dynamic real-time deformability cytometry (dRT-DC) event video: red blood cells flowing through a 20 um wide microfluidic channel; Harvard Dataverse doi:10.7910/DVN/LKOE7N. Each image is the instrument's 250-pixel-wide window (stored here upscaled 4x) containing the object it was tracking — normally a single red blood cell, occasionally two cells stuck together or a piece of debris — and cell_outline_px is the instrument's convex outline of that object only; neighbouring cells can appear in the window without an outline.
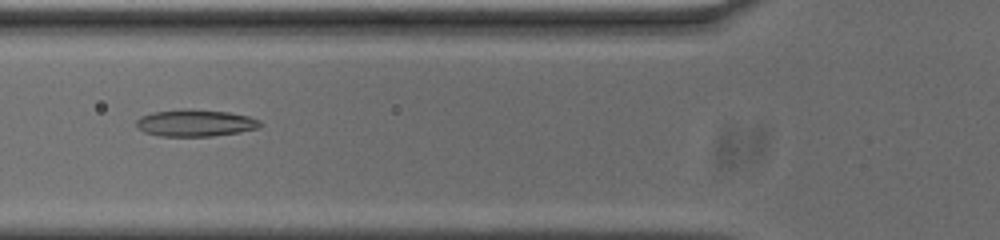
{"species": "common noctule bat (a hibernating species)", "species_latin": "Nyctalus noctula", "temperature_condition": "cold", "stored_images_in_passage": 53, "camera_frame_rate_fps": 3000, "um_per_image_px": 0.085, "animal": {"sex": "male", "body_mass_g": 20.0, "forearm_length_mm": 53.3}, "frame": {"image": 1, "passage_image": 18, "time_ms": 5.667, "image_size_px": [1000, 240], "cell_outline_px": [[264, 124], [260, 128], [240, 132], [212, 136], [160, 136], [144, 132], [136, 128], [136, 120], [140, 116], [152, 112], [188, 108], [192, 108], [228, 112], [248, 116], [260, 120]], "centroid_in_image_um": [16.61, 10.45], "position_along_channel_um": 109.2, "area_um2": 19.77}}
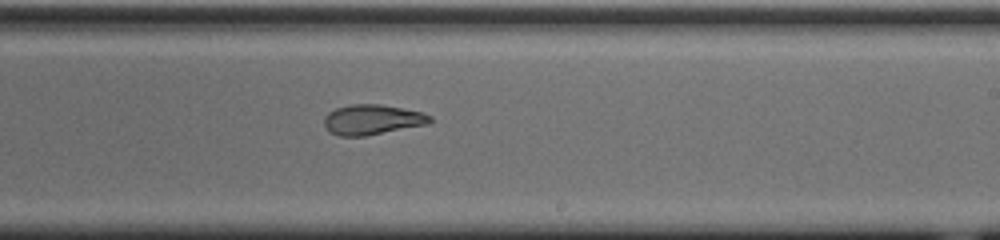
{"frame": {"image": 2, "passage_image": 30, "time_ms": 9.667, "image_size_px": [1000, 240], "cell_outline_px": [[432, 120], [428, 124], [364, 136], [340, 136], [324, 128], [324, 116], [328, 112], [336, 108], [352, 104], [380, 104], [424, 112], [432, 116]], "centroid_in_image_um": [31.64, 10.16], "position_along_channel_um": 257.4, "area_um2": 18.61}}
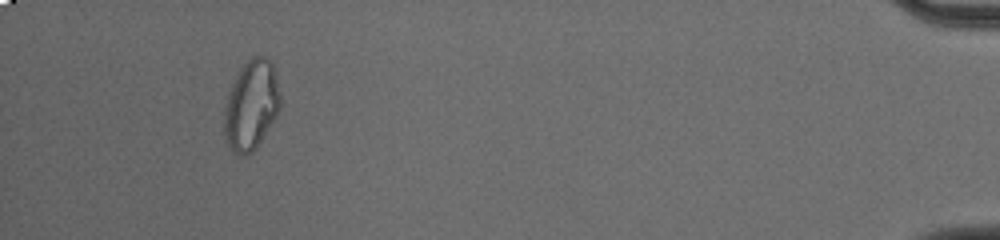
{"frame": {"image": 3, "passage_image": 49, "time_ms": 16.0, "image_size_px": [1000, 240], "cell_outline_px": [[280, 112], [256, 148], [252, 152], [244, 156], [240, 156], [224, 140], [224, 104], [228, 92], [240, 68], [252, 56], [264, 56], [272, 64], [276, 76], [280, 92]], "centroid_in_image_um": [21.35, 8.95], "position_along_channel_um": 413.8, "area_um2": 29.48}, "authors_computed_cell_mechanics": {"area_um2": 20.1722, "velocity_mm_per_s": 3.7094, "shape_relaxation_time_tau1_ms": 7.9662, "shape_relaxation_time_tau2_ms": 2.7404, "deformation_change_tau1": 0.2211, "deformation_change_tau2": 0.098}}